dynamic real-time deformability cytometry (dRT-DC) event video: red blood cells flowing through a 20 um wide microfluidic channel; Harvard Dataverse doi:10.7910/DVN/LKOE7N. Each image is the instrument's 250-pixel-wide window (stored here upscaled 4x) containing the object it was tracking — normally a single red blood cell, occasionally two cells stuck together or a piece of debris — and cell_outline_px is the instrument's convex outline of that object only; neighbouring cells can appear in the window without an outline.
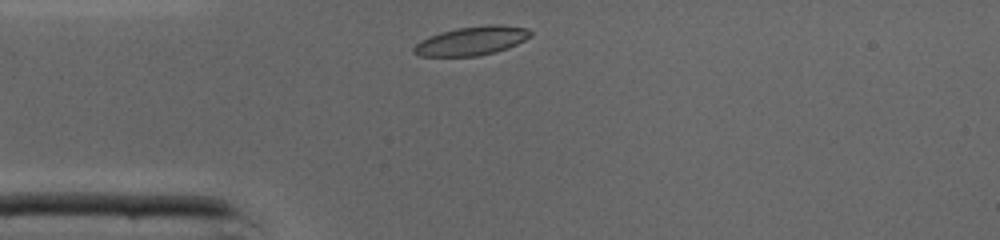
{"species": "common noctule bat (a hibernating species)", "species_latin": "Nyctalus noctula", "temperature_condition": "cold", "stored_images_in_passage": 26, "camera_frame_rate_fps": 3000, "um_per_image_px": 0.085, "animal": {"sex": "male", "body_mass_g": 19.0, "forearm_length_mm": 50.8}, "frame": {"image": 1, "passage_image": 1, "time_ms": 0.0, "image_size_px": [1000, 240], "cell_outline_px": [[532, 36], [508, 48], [496, 52], [480, 56], [420, 56], [412, 52], [412, 48], [420, 40], [428, 36], [440, 32], [456, 28], [488, 24], [500, 24], [528, 28], [532, 32]], "centroid_in_image_um": [40.09, 3.46], "position_along_channel_um": 44.9, "area_um2": 19.88}}
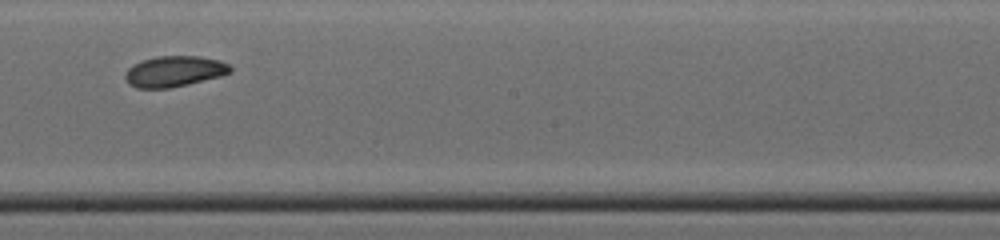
{"frame": {"image": 2, "passage_image": 15, "time_ms": 4.667, "image_size_px": [1000, 240], "cell_outline_px": [[232, 72], [220, 76], [168, 88], [136, 88], [128, 84], [124, 76], [128, 68], [140, 60], [156, 56], [200, 56], [220, 60], [228, 64], [232, 68]], "centroid_in_image_um": [14.79, 6.05], "position_along_channel_um": 233.4, "area_um2": 18.84}}
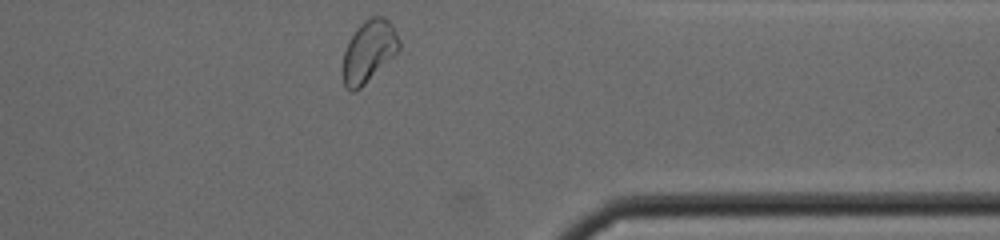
{"frame": {"image": 3, "passage_image": 26, "time_ms": 8.333, "image_size_px": [1000, 240], "cell_outline_px": [[400, 48], [356, 92], [352, 92], [344, 84], [344, 52], [348, 40], [356, 28], [364, 20], [372, 16], [384, 16], [392, 24], [400, 40]], "centroid_in_image_um": [31.35, 4.31], "position_along_channel_um": 380.1, "area_um2": 19.88}, "authors_computed_cell_mechanics": {"area_um2": 19.1607, "velocity_mm_per_s": 4.3224, "shape_relaxation_time_tau1_ms": 9.8073, "shape_relaxation_time_tau2_ms": 3.6297, "deformation_change_tau1": 0.2021, "deformation_change_tau2": 0.0749}}